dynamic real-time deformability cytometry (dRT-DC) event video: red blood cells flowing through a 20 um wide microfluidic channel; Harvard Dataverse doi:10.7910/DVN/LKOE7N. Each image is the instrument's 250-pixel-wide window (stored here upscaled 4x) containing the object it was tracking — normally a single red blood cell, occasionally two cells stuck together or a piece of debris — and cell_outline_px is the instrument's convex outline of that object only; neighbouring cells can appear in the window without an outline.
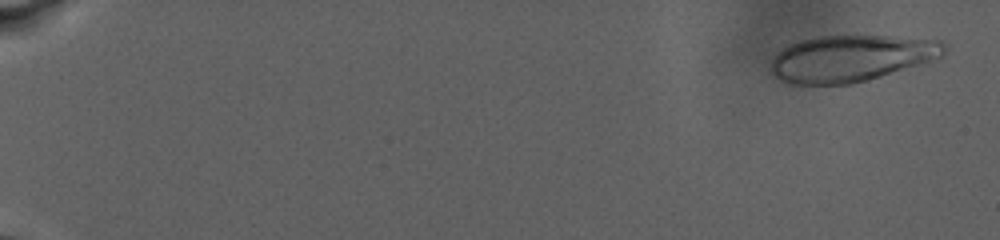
{"species": "human", "species_latin": "Homo sapiens", "temperature_condition": "warm", "stored_images_in_passage": 29, "camera_frame_rate_fps": 3000, "um_per_image_px": 0.085, "donor": {"sex": "male"}, "frame": {"image": 1, "passage_image": 6, "time_ms": 1.0, "image_size_px": [1000, 240], "cell_outline_px": [[948, 48], [940, 56], [880, 76], [852, 84], [792, 84], [780, 80], [772, 72], [772, 60], [788, 44], [800, 40], [820, 36], [888, 36], [940, 40], [948, 44]], "centroid_in_image_um": [72.32, 4.94], "position_along_channel_um": 12.7, "area_um2": 46.18}}